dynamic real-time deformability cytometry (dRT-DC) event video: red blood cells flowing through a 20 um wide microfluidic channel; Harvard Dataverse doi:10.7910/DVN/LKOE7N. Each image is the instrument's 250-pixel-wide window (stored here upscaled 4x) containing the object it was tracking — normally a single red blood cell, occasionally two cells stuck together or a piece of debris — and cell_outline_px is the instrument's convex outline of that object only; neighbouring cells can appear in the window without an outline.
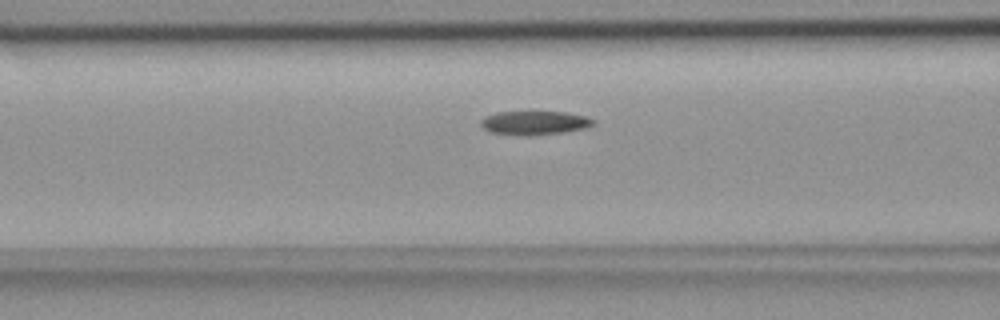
{"species": "common noctule bat (a hibernating species)", "species_latin": "Nyctalus noctula", "temperature_condition": "room temperature", "stored_images_in_passage": 40, "camera_frame_rate_fps": 3000, "um_per_image_px": 0.085, "animal": {"sex": "female", "body_mass_g": 18.4}, "frame": {"image": 1, "passage_image": 8, "time_ms": 2.333, "image_size_px": [1000, 320], "cell_outline_px": [[596, 124], [588, 128], [564, 132], [532, 136], [516, 136], [488, 132], [480, 124], [480, 120], [484, 116], [496, 112], [564, 112], [584, 116], [596, 120]], "centroid_in_image_um": [45.42, 10.46], "position_along_channel_um": 121.2, "area_um2": 16.01}}
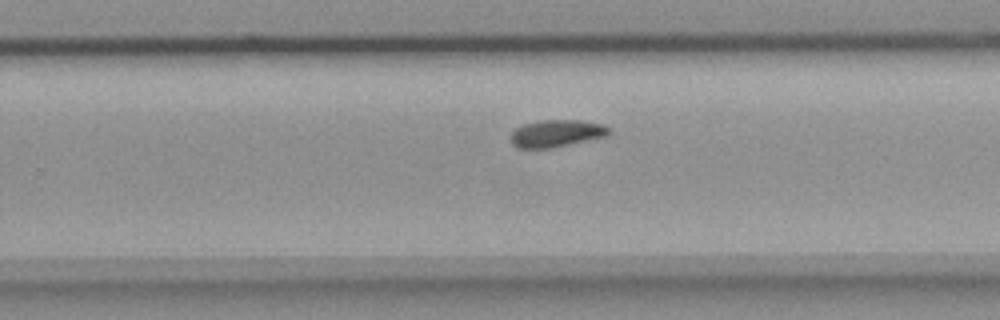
{"frame": {"image": 2, "passage_image": 21, "time_ms": 6.667, "image_size_px": [1000, 320], "cell_outline_px": [[612, 132], [608, 136], [552, 148], [516, 148], [508, 140], [508, 136], [516, 128], [524, 124], [536, 120], [580, 120], [604, 124]], "centroid_in_image_um": [47.27, 11.34], "position_along_channel_um": 282.5, "area_um2": 15.95}}
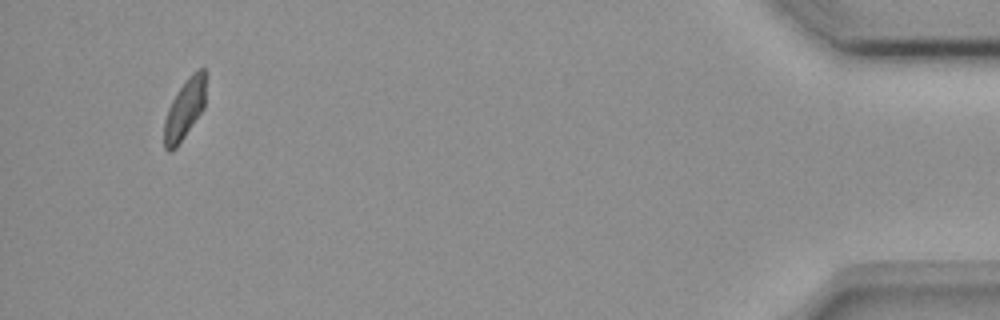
{"frame": {"image": 3, "passage_image": 38, "time_ms": 12.333, "image_size_px": [1000, 320], "cell_outline_px": [[208, 72], [204, 108], [176, 148], [172, 152], [168, 152], [164, 148], [164, 120], [168, 108], [172, 100], [188, 76], [192, 72], [200, 68], [204, 68]], "centroid_in_image_um": [15.73, 9.24], "position_along_channel_um": 419.5, "area_um2": 14.91}, "authors_computed_cell_mechanics": {"area_um2": 15.8083, "velocity_mm_per_s": 3.73, "shape_relaxation_time_tau1_ms": 8.7656, "shape_relaxation_time_tau2_ms": 4.9987, "deformation_change_tau1": 0.1502, "deformation_change_tau2": 0.0888}}